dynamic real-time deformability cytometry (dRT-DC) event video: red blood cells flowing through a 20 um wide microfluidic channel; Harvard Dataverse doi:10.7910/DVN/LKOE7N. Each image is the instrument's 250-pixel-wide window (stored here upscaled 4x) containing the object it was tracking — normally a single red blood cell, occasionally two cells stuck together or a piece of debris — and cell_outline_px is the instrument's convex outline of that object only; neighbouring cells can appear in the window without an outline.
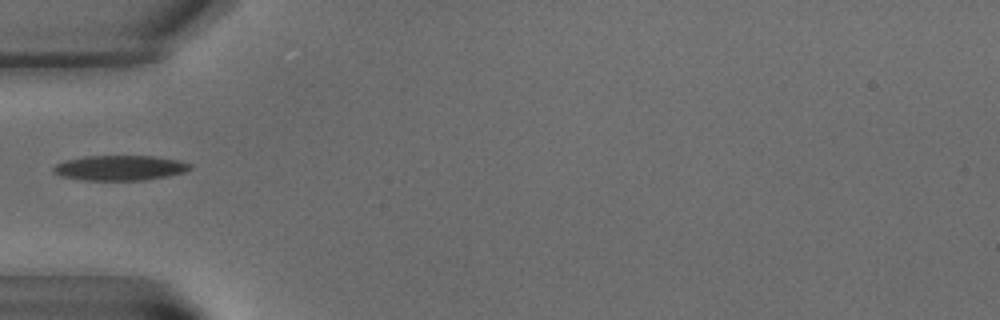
{"species": "common noctule bat (a hibernating species)", "species_latin": "Nyctalus noctula", "temperature_condition": "warm", "stored_images_in_passage": 4, "camera_frame_rate_fps": 3000, "um_per_image_px": 0.085, "animal": {"sex": "male", "body_mass_g": 15.6}, "frame": {"image": 1, "passage_image": 1, "time_ms": 0.0, "image_size_px": [1000, 320], "cell_outline_px": [[192, 168], [184, 172], [168, 176], [144, 180], [80, 180], [60, 176], [52, 172], [52, 168], [56, 164], [64, 160], [84, 156], [156, 156], [180, 160], [192, 164]], "centroid_in_image_um": [10.18, 14.27], "position_along_channel_um": 74.8, "area_um2": 20.23}}
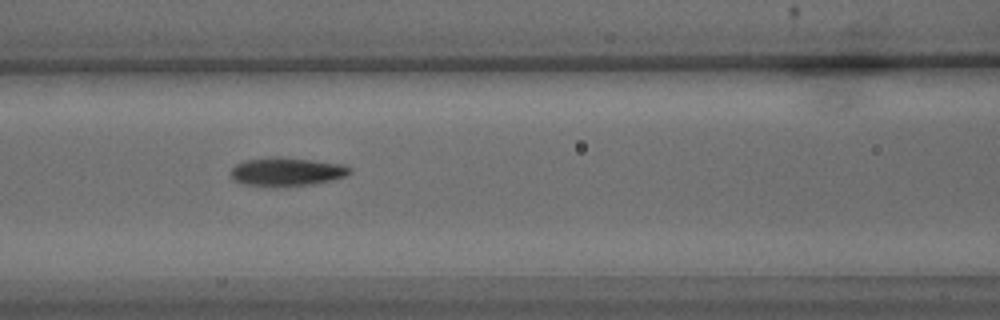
{"frame": {"image": 2, "passage_image": 3, "time_ms": 2.333, "image_size_px": [1000, 320], "cell_outline_px": [[352, 172], [344, 176], [332, 180], [308, 184], [276, 188], [244, 184], [232, 180], [232, 168], [236, 164], [244, 160], [276, 156], [280, 156], [344, 164], [352, 168]], "centroid_in_image_um": [24.35, 14.6], "position_along_channel_um": 142.2, "area_um2": 20.06}}